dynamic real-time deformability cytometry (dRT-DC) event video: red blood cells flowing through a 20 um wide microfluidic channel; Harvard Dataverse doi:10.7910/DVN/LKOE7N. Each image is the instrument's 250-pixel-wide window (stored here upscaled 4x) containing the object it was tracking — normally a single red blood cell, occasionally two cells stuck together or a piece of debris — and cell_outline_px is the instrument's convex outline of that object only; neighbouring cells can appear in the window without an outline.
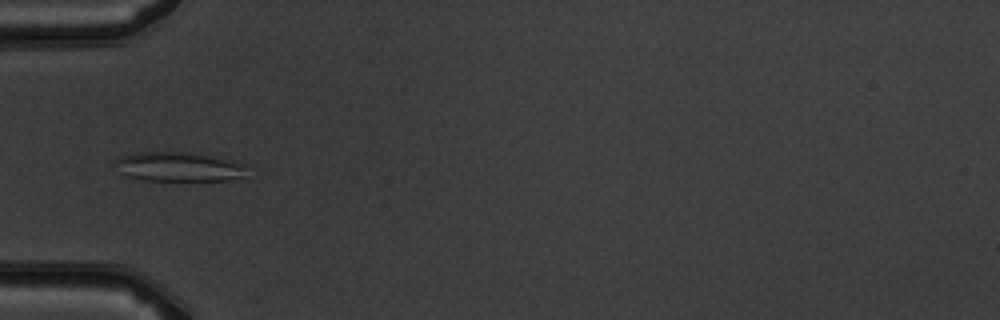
{"species": "common noctule bat (a hibernating species)", "species_latin": "Nyctalus noctula", "temperature_condition": "warm", "stored_images_in_passage": 5, "camera_frame_rate_fps": 3000, "um_per_image_px": 0.085, "animal": {"sex": "male", "body_mass_g": 19.5, "forearm_length_mm": 54.6}, "frame": {"image": 1, "passage_image": 5, "time_ms": 5.333, "image_size_px": [1000, 320], "cell_outline_px": [[244, 168], [240, 176], [228, 180], [144, 180], [124, 176], [116, 160], [120, 156], [140, 152], [200, 152], [236, 160], [244, 164]], "centroid_in_image_um": [15.22, 14.15], "position_along_channel_um": 69.8, "area_um2": 22.43}}